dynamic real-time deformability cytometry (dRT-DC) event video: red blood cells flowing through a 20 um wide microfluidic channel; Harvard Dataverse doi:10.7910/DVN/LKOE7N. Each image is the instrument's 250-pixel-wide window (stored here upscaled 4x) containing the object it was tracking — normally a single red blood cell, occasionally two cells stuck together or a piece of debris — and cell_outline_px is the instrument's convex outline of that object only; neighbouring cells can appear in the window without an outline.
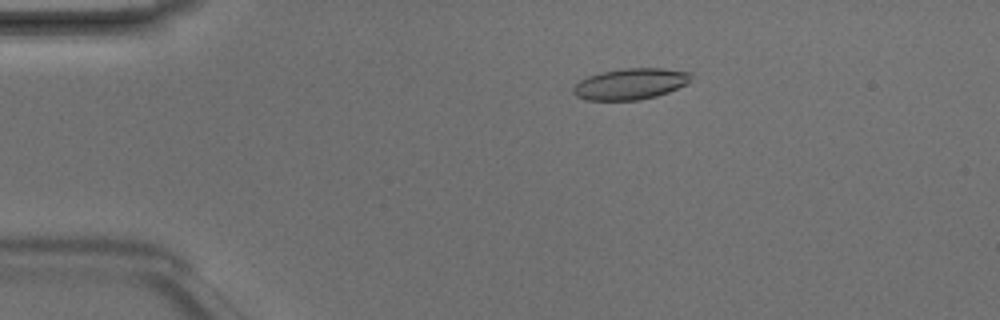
{"species": "Egyptian fruit bat (a non-hibernating species)", "species_latin": "Rousettus aegyptiacus", "temperature_condition": "room temperature", "stored_images_in_passage": 3, "camera_frame_rate_fps": 3000, "um_per_image_px": 0.085, "animal": {"sex": "male"}, "frame": {"image": 1, "passage_image": 1, "time_ms": 0.0, "image_size_px": [1000, 320], "cell_outline_px": [[692, 76], [688, 84], [668, 92], [656, 96], [640, 100], [584, 100], [576, 96], [572, 92], [572, 88], [580, 80], [588, 76], [600, 72], [624, 68], [664, 68], [692, 72]], "centroid_in_image_um": [53.6, 7.13], "position_along_channel_um": 31.4, "area_um2": 21.62}}
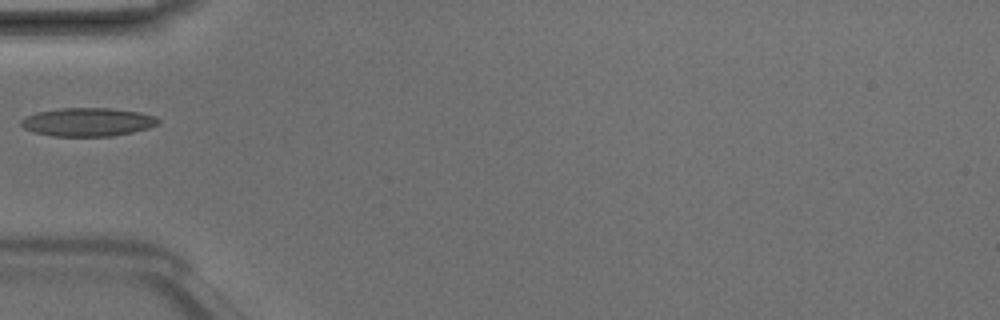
{"frame": {"image": 2, "passage_image": 3, "time_ms": 0.667, "image_size_px": [1000, 320], "cell_outline_px": [[160, 120], [156, 124], [148, 128], [132, 132], [112, 136], [52, 136], [32, 132], [24, 128], [20, 124], [20, 120], [24, 116], [36, 112], [60, 108], [108, 108], [140, 112], [156, 116]], "centroid_in_image_um": [7.41, 10.37], "position_along_channel_um": 77.6, "area_um2": 22.83}}